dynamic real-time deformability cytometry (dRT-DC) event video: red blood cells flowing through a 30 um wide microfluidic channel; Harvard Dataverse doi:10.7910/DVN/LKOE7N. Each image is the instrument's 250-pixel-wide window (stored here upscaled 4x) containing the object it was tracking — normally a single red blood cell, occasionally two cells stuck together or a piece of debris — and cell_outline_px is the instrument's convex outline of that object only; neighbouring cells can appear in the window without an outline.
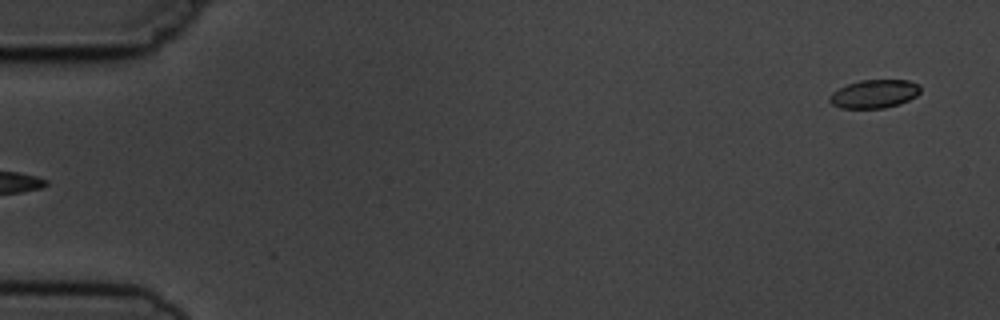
{"species": "common noctule bat (a hibernating species)", "species_latin": "Nyctalus noctula", "temperature_condition": "cold", "stored_images_in_passage": 3, "segment_of_instrument_passage": [2, 2], "camera_frame_rate_fps": 3000, "um_per_image_px": 0.085, "animal": {"sex": "male", "body_mass_g": 19.5, "forearm_length_mm": 54.6}, "frame": {"image": 1, "passage_image": 3, "time_ms": 3.333, "image_size_px": [1000, 320], "cell_outline_px": [[920, 92], [916, 96], [900, 104], [884, 108], [840, 108], [832, 104], [828, 100], [828, 96], [832, 92], [848, 84], [860, 80], [908, 80], [920, 84]], "centroid_in_image_um": [74.31, 7.98], "position_along_channel_um": 10.7, "area_um2": 15.09}}